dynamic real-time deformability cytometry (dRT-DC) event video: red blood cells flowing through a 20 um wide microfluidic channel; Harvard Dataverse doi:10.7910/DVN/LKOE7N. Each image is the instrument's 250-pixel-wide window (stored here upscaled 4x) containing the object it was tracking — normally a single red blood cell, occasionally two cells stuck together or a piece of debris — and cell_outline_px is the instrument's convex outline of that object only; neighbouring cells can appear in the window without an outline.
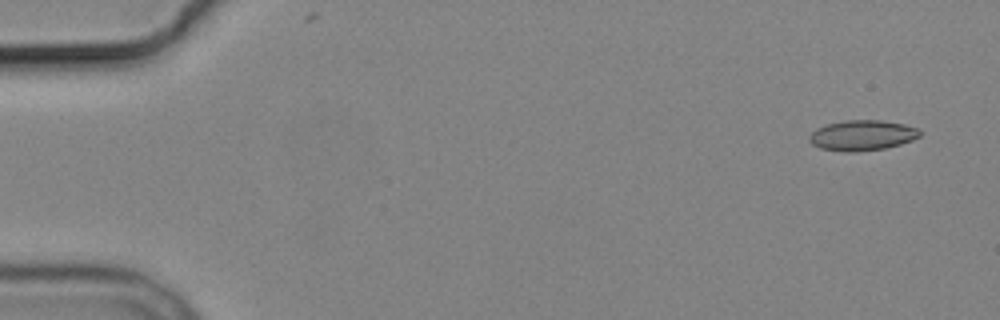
{"species": "common noctule bat (a hibernating species)", "species_latin": "Nyctalus noctula", "temperature_condition": "cold", "stored_images_in_passage": 5, "camera_frame_rate_fps": 3000, "um_per_image_px": 0.085, "animal": {"sex": "male", "body_mass_g": 19.2, "forearm_length_mm": 51.8}, "frame": {"image": 1, "passage_image": 5, "time_ms": 6.333, "image_size_px": [1000, 320], "cell_outline_px": [[920, 136], [912, 140], [900, 144], [884, 148], [856, 152], [844, 152], [820, 148], [812, 144], [808, 140], [808, 136], [816, 128], [828, 124], [844, 120], [880, 120], [904, 124], [916, 128], [920, 132]], "centroid_in_image_um": [73.25, 11.51], "position_along_channel_um": 11.8, "area_um2": 19.54}}